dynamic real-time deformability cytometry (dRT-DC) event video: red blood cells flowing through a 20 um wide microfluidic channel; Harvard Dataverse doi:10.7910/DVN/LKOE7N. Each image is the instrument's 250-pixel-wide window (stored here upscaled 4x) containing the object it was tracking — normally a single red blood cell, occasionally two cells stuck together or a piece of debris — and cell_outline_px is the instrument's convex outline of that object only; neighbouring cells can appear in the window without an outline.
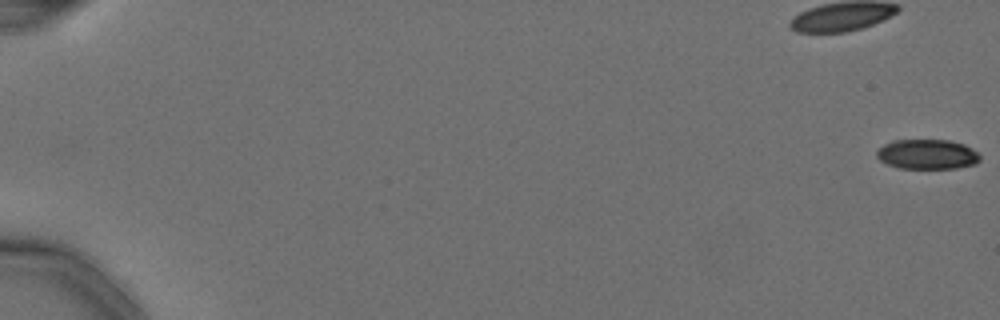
{"species": "Egyptian fruit bat (a non-hibernating species)", "species_latin": "Rousettus aegyptiacus", "temperature_condition": "cold", "stored_images_in_passage": 8, "camera_frame_rate_fps": 3000, "um_per_image_px": 0.085, "animal": {"sex": "female"}, "frame": {"image": 1, "passage_image": 1, "time_ms": 0.0, "image_size_px": [1000, 320], "cell_outline_px": [[980, 160], [976, 164], [956, 168], [900, 168], [888, 164], [880, 160], [876, 156], [876, 152], [884, 144], [892, 140], [948, 140], [964, 144], [972, 148], [980, 156]], "centroid_in_image_um": [78.82, 13.11], "position_along_channel_um": 6.2, "area_um2": 17.92}}
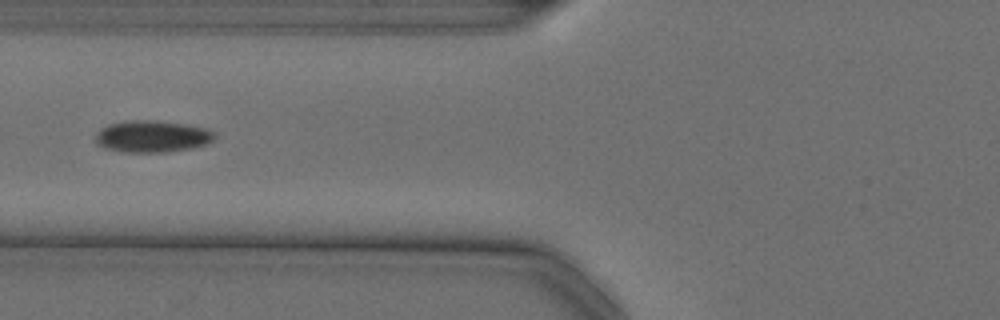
{"frame": {"image": 2, "passage_image": 8, "time_ms": 2.333, "image_size_px": [1000, 320], "cell_outline_px": [[216, 136], [212, 140], [204, 144], [192, 148], [168, 152], [124, 152], [104, 148], [96, 144], [96, 132], [100, 128], [108, 124], [124, 120], [160, 120], [188, 124], [208, 128], [216, 132]], "centroid_in_image_um": [12.93, 11.58], "position_along_channel_um": 112.9, "area_um2": 22.54}}